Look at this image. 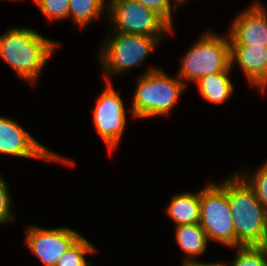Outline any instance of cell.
<instances>
[{"label":"cell","mask_w":267,"mask_h":266,"mask_svg":"<svg viewBox=\"0 0 267 266\" xmlns=\"http://www.w3.org/2000/svg\"><path fill=\"white\" fill-rule=\"evenodd\" d=\"M11 196L7 182L0 173V225L10 221L14 222L15 215L12 213Z\"/></svg>","instance_id":"cell-22"},{"label":"cell","mask_w":267,"mask_h":266,"mask_svg":"<svg viewBox=\"0 0 267 266\" xmlns=\"http://www.w3.org/2000/svg\"><path fill=\"white\" fill-rule=\"evenodd\" d=\"M109 34V35H108ZM113 34V36H112ZM107 33L106 42L101 45L99 58L104 72V82H111L115 74L129 71L132 67L141 66L155 46L165 37ZM111 36V37H110Z\"/></svg>","instance_id":"cell-4"},{"label":"cell","mask_w":267,"mask_h":266,"mask_svg":"<svg viewBox=\"0 0 267 266\" xmlns=\"http://www.w3.org/2000/svg\"><path fill=\"white\" fill-rule=\"evenodd\" d=\"M254 174H242L255 191L258 201L267 212V161ZM247 175V176H246Z\"/></svg>","instance_id":"cell-20"},{"label":"cell","mask_w":267,"mask_h":266,"mask_svg":"<svg viewBox=\"0 0 267 266\" xmlns=\"http://www.w3.org/2000/svg\"><path fill=\"white\" fill-rule=\"evenodd\" d=\"M107 7V14L110 15L108 20L114 25L113 32L150 37L174 34V28L161 16L138 1L108 0Z\"/></svg>","instance_id":"cell-6"},{"label":"cell","mask_w":267,"mask_h":266,"mask_svg":"<svg viewBox=\"0 0 267 266\" xmlns=\"http://www.w3.org/2000/svg\"><path fill=\"white\" fill-rule=\"evenodd\" d=\"M25 243L45 266H56L65 251L82 236L71 228H42L31 225L26 229Z\"/></svg>","instance_id":"cell-10"},{"label":"cell","mask_w":267,"mask_h":266,"mask_svg":"<svg viewBox=\"0 0 267 266\" xmlns=\"http://www.w3.org/2000/svg\"><path fill=\"white\" fill-rule=\"evenodd\" d=\"M230 58L231 67L237 63L250 85L264 93L267 87V46L230 45Z\"/></svg>","instance_id":"cell-12"},{"label":"cell","mask_w":267,"mask_h":266,"mask_svg":"<svg viewBox=\"0 0 267 266\" xmlns=\"http://www.w3.org/2000/svg\"><path fill=\"white\" fill-rule=\"evenodd\" d=\"M141 3L143 6L152 9L159 16H161L172 28V4L174 5L175 10L179 3L177 0H135Z\"/></svg>","instance_id":"cell-21"},{"label":"cell","mask_w":267,"mask_h":266,"mask_svg":"<svg viewBox=\"0 0 267 266\" xmlns=\"http://www.w3.org/2000/svg\"><path fill=\"white\" fill-rule=\"evenodd\" d=\"M96 252L94 245L81 236L57 261L56 266H91L85 255Z\"/></svg>","instance_id":"cell-17"},{"label":"cell","mask_w":267,"mask_h":266,"mask_svg":"<svg viewBox=\"0 0 267 266\" xmlns=\"http://www.w3.org/2000/svg\"><path fill=\"white\" fill-rule=\"evenodd\" d=\"M230 45L267 46V10L258 2L235 16L228 30Z\"/></svg>","instance_id":"cell-11"},{"label":"cell","mask_w":267,"mask_h":266,"mask_svg":"<svg viewBox=\"0 0 267 266\" xmlns=\"http://www.w3.org/2000/svg\"><path fill=\"white\" fill-rule=\"evenodd\" d=\"M136 85L129 111L139 119L168 116L187 86L179 77L168 76L153 66L138 77Z\"/></svg>","instance_id":"cell-3"},{"label":"cell","mask_w":267,"mask_h":266,"mask_svg":"<svg viewBox=\"0 0 267 266\" xmlns=\"http://www.w3.org/2000/svg\"><path fill=\"white\" fill-rule=\"evenodd\" d=\"M179 5H182L183 3H185V1L187 2L188 0H177Z\"/></svg>","instance_id":"cell-24"},{"label":"cell","mask_w":267,"mask_h":266,"mask_svg":"<svg viewBox=\"0 0 267 266\" xmlns=\"http://www.w3.org/2000/svg\"><path fill=\"white\" fill-rule=\"evenodd\" d=\"M175 239L186 255L185 260H196L205 253L209 243L208 237L199 223L175 227Z\"/></svg>","instance_id":"cell-15"},{"label":"cell","mask_w":267,"mask_h":266,"mask_svg":"<svg viewBox=\"0 0 267 266\" xmlns=\"http://www.w3.org/2000/svg\"><path fill=\"white\" fill-rule=\"evenodd\" d=\"M232 67L226 71L201 77L197 82L200 95L209 102L223 104L233 96L234 85L230 79Z\"/></svg>","instance_id":"cell-14"},{"label":"cell","mask_w":267,"mask_h":266,"mask_svg":"<svg viewBox=\"0 0 267 266\" xmlns=\"http://www.w3.org/2000/svg\"><path fill=\"white\" fill-rule=\"evenodd\" d=\"M222 262H201L197 260H184L182 266H222Z\"/></svg>","instance_id":"cell-23"},{"label":"cell","mask_w":267,"mask_h":266,"mask_svg":"<svg viewBox=\"0 0 267 266\" xmlns=\"http://www.w3.org/2000/svg\"><path fill=\"white\" fill-rule=\"evenodd\" d=\"M49 21L67 19L70 0H33Z\"/></svg>","instance_id":"cell-19"},{"label":"cell","mask_w":267,"mask_h":266,"mask_svg":"<svg viewBox=\"0 0 267 266\" xmlns=\"http://www.w3.org/2000/svg\"><path fill=\"white\" fill-rule=\"evenodd\" d=\"M107 6V0H70L68 18H72L78 26L86 27L92 20L107 13Z\"/></svg>","instance_id":"cell-16"},{"label":"cell","mask_w":267,"mask_h":266,"mask_svg":"<svg viewBox=\"0 0 267 266\" xmlns=\"http://www.w3.org/2000/svg\"><path fill=\"white\" fill-rule=\"evenodd\" d=\"M217 184L226 192L235 229V248L267 243V212L255 191L238 173Z\"/></svg>","instance_id":"cell-1"},{"label":"cell","mask_w":267,"mask_h":266,"mask_svg":"<svg viewBox=\"0 0 267 266\" xmlns=\"http://www.w3.org/2000/svg\"><path fill=\"white\" fill-rule=\"evenodd\" d=\"M178 77L197 82L201 77L226 71L231 67L229 36L207 31L183 55Z\"/></svg>","instance_id":"cell-5"},{"label":"cell","mask_w":267,"mask_h":266,"mask_svg":"<svg viewBox=\"0 0 267 266\" xmlns=\"http://www.w3.org/2000/svg\"><path fill=\"white\" fill-rule=\"evenodd\" d=\"M0 153L22 158L42 159L75 166L73 160L51 152L35 140L19 123L8 117L0 116Z\"/></svg>","instance_id":"cell-9"},{"label":"cell","mask_w":267,"mask_h":266,"mask_svg":"<svg viewBox=\"0 0 267 266\" xmlns=\"http://www.w3.org/2000/svg\"><path fill=\"white\" fill-rule=\"evenodd\" d=\"M236 256L230 266H267V252L264 246L236 247ZM222 266H226L223 263Z\"/></svg>","instance_id":"cell-18"},{"label":"cell","mask_w":267,"mask_h":266,"mask_svg":"<svg viewBox=\"0 0 267 266\" xmlns=\"http://www.w3.org/2000/svg\"><path fill=\"white\" fill-rule=\"evenodd\" d=\"M175 226L199 223L200 191L175 194L165 209Z\"/></svg>","instance_id":"cell-13"},{"label":"cell","mask_w":267,"mask_h":266,"mask_svg":"<svg viewBox=\"0 0 267 266\" xmlns=\"http://www.w3.org/2000/svg\"><path fill=\"white\" fill-rule=\"evenodd\" d=\"M208 240L235 248V229L226 192L215 182L200 189V221Z\"/></svg>","instance_id":"cell-7"},{"label":"cell","mask_w":267,"mask_h":266,"mask_svg":"<svg viewBox=\"0 0 267 266\" xmlns=\"http://www.w3.org/2000/svg\"><path fill=\"white\" fill-rule=\"evenodd\" d=\"M97 100L92 112L93 123L111 154L118 147L126 127L125 107L111 82H104V89Z\"/></svg>","instance_id":"cell-8"},{"label":"cell","mask_w":267,"mask_h":266,"mask_svg":"<svg viewBox=\"0 0 267 266\" xmlns=\"http://www.w3.org/2000/svg\"><path fill=\"white\" fill-rule=\"evenodd\" d=\"M58 47L59 43L31 28H11L0 35V56L20 79L32 85Z\"/></svg>","instance_id":"cell-2"}]
</instances>
